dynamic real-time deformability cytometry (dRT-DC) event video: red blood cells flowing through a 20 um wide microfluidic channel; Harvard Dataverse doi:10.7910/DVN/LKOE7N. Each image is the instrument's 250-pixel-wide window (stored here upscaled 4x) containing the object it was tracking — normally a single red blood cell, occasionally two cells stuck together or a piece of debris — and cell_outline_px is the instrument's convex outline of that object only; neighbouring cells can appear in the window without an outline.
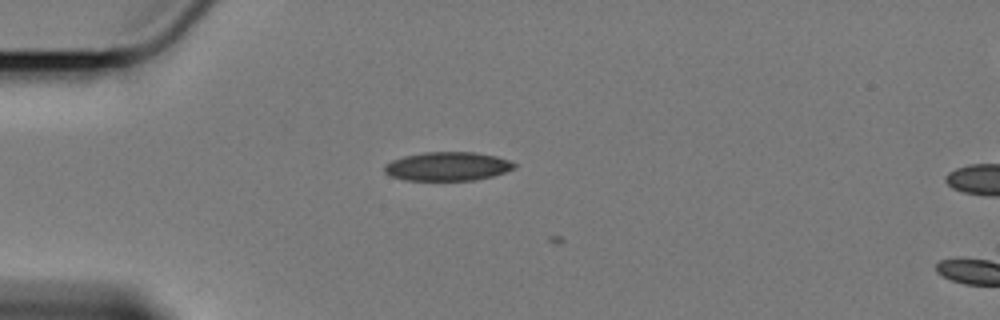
{"species": "Egyptian fruit bat (a non-hibernating species)", "species_latin": "Rousettus aegyptiacus", "temperature_condition": "cold", "stored_images_in_passage": 3, "camera_frame_rate_fps": 3000, "um_per_image_px": 0.085, "animal": {"sex": "female"}, "frame": {"image": 1, "passage_image": 1, "time_ms": 0.0, "image_size_px": [1000, 320], "cell_outline_px": [[516, 168], [492, 176], [472, 180], [404, 180], [392, 176], [384, 172], [384, 164], [392, 160], [404, 156], [424, 152], [476, 152], [496, 156], [508, 160], [516, 164]], "centroid_in_image_um": [38.03, 14.13], "position_along_channel_um": 47.0, "area_um2": 21.73}}